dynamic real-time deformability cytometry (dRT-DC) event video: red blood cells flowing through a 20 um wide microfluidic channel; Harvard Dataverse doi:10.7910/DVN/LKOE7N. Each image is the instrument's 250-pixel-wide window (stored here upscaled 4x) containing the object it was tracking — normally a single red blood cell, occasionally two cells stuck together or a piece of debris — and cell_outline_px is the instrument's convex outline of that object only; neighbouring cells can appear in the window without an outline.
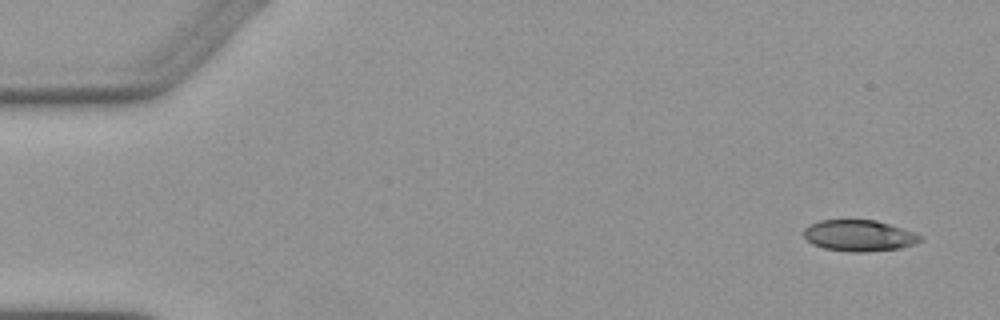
{"species": "Egyptian fruit bat (a non-hibernating species)", "species_latin": "Rousettus aegyptiacus", "temperature_condition": "warm", "stored_images_in_passage": 6, "camera_frame_rate_fps": 3000, "um_per_image_px": 0.085, "animal": {"sex": "female"}, "frame": {"image": 1, "passage_image": 1, "time_ms": 0.0, "image_size_px": [1000, 320], "cell_outline_px": [[924, 240], [900, 248], [864, 252], [852, 252], [824, 248], [812, 244], [804, 236], [804, 228], [820, 220], [876, 220], [924, 236]], "centroid_in_image_um": [73.02, 20.03], "position_along_channel_um": 12.0, "area_um2": 20.98}}
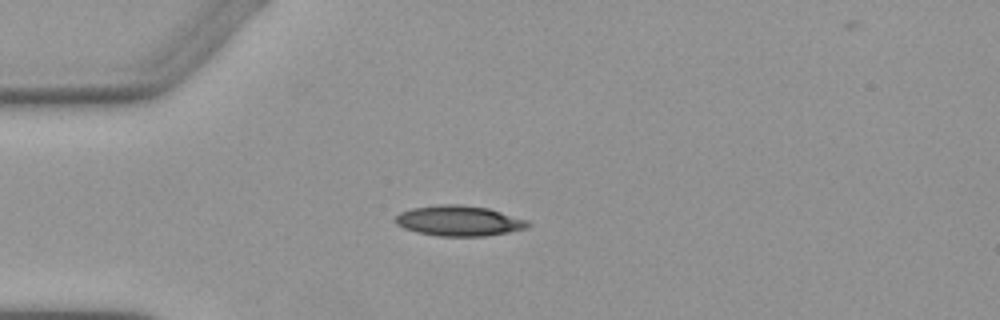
{"frame": {"image": 2, "passage_image": 4, "time_ms": 3.667, "image_size_px": [1000, 320], "cell_outline_px": [[532, 224], [528, 228], [508, 232], [484, 236], [440, 236], [416, 232], [404, 228], [396, 224], [396, 216], [400, 212], [412, 208], [440, 204], [460, 204], [488, 208], [528, 220]], "centroid_in_image_um": [39.03, 18.76], "position_along_channel_um": 46.0, "area_um2": 23.47}}